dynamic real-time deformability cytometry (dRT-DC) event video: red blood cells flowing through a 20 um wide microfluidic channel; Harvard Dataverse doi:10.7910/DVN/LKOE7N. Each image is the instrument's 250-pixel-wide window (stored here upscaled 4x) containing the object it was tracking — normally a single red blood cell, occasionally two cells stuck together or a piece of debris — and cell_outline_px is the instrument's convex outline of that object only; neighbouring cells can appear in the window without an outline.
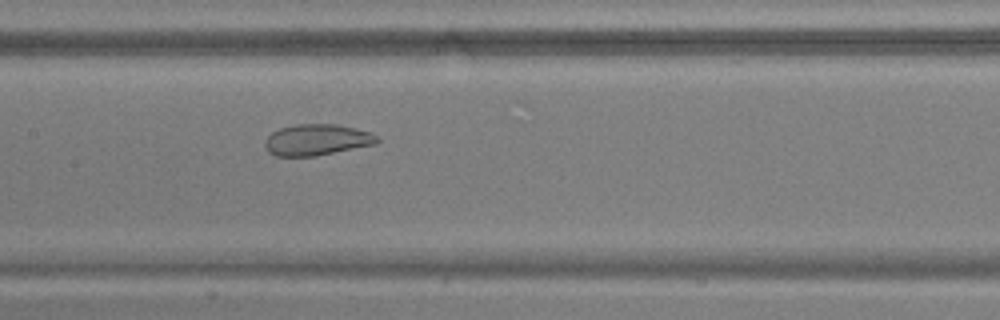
{"species": "common noctule bat (a hibernating species)", "species_latin": "Nyctalus noctula", "temperature_condition": "warm", "stored_images_in_passage": 38, "camera_frame_rate_fps": 3000, "um_per_image_px": 0.085, "animal": {"sex": "male", "body_mass_g": 17.9, "forearm_length_mm": 54.2}, "frame": {"image": 1, "passage_image": 11, "time_ms": 3.333, "image_size_px": [1000, 320], "cell_outline_px": [[380, 140], [376, 144], [316, 156], [276, 156], [268, 152], [264, 144], [264, 140], [272, 132], [280, 128], [296, 124], [336, 124], [356, 128], [372, 132], [380, 136]], "centroid_in_image_um": [26.96, 11.88], "position_along_channel_um": 180.4, "area_um2": 20.63}}
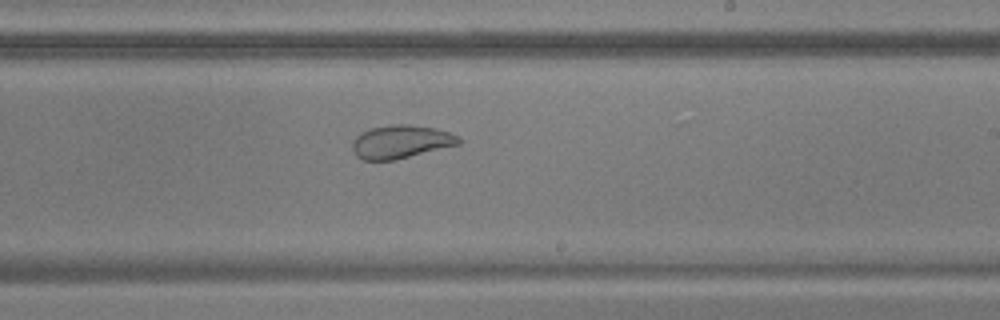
{"frame": {"image": 2, "passage_image": 17, "time_ms": 5.333, "image_size_px": [1000, 320], "cell_outline_px": [[460, 144], [396, 160], [364, 160], [356, 156], [352, 148], [352, 140], [360, 132], [372, 128], [392, 124], [408, 124], [436, 128], [460, 136]], "centroid_in_image_um": [34.07, 12.05], "position_along_channel_um": 254.9, "area_um2": 20.75}}
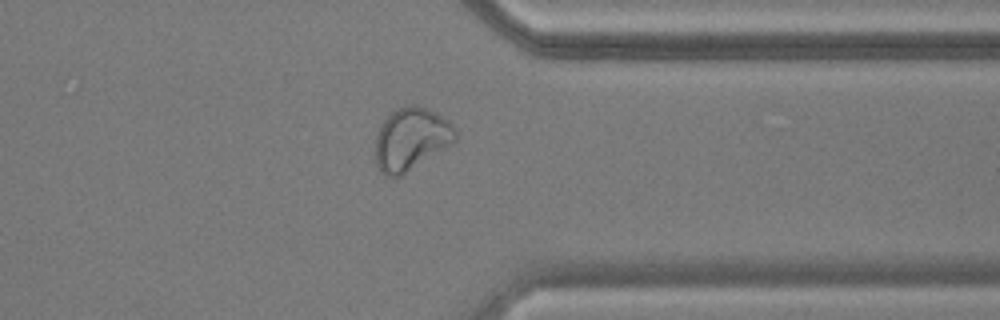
{"frame": {"image": 3, "passage_image": 27, "time_ms": 8.667, "image_size_px": [1000, 320], "cell_outline_px": [[456, 140], [452, 144], [400, 176], [384, 176], [380, 172], [376, 164], [376, 136], [380, 124], [396, 108], [408, 104], [416, 104], [428, 108], [448, 120], [456, 128]], "centroid_in_image_um": [34.94, 11.79], "position_along_channel_um": 376.5, "area_um2": 29.25}, "authors_computed_cell_mechanics": {"area_um2": 22.7732, "velocity_mm_per_s": 3.7343, "shape_relaxation_time_tau1_ms": null, "shape_relaxation_time_tau2_ms": 1.1516, "deformation_change_tau1": null, "deformation_change_tau2": 0.0789}}